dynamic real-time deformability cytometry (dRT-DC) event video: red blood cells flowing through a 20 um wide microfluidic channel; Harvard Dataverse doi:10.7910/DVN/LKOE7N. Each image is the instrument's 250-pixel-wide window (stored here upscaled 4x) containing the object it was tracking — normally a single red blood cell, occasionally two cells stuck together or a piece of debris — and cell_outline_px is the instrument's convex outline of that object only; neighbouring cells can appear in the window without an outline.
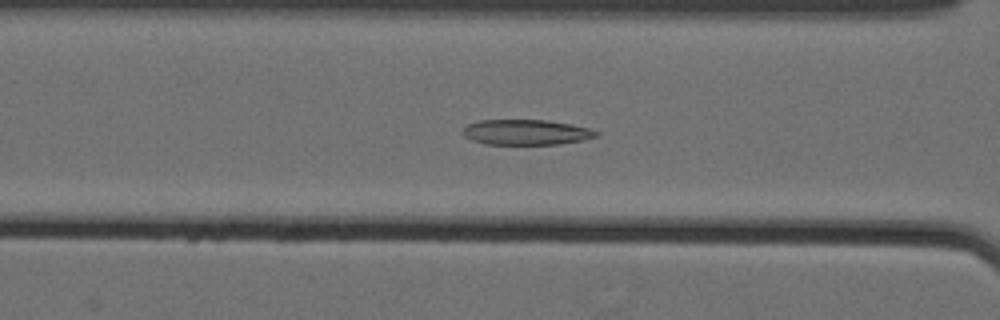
{"species": "Egyptian fruit bat (a non-hibernating species)", "species_latin": "Rousettus aegyptiacus", "temperature_condition": "cold", "stored_images_in_passage": 61, "camera_frame_rate_fps": 3000, "um_per_image_px": 0.085, "animal": {"sex": "female"}, "frame": {"image": 1, "passage_image": 29, "time_ms": 9.333, "image_size_px": [1000, 320], "cell_outline_px": [[600, 132], [596, 136], [584, 140], [560, 144], [484, 144], [472, 140], [464, 136], [460, 132], [468, 124], [480, 120], [548, 120], [572, 124], [588, 128]], "centroid_in_image_um": [44.71, 11.24], "position_along_channel_um": 121.9, "area_um2": 19.77}}
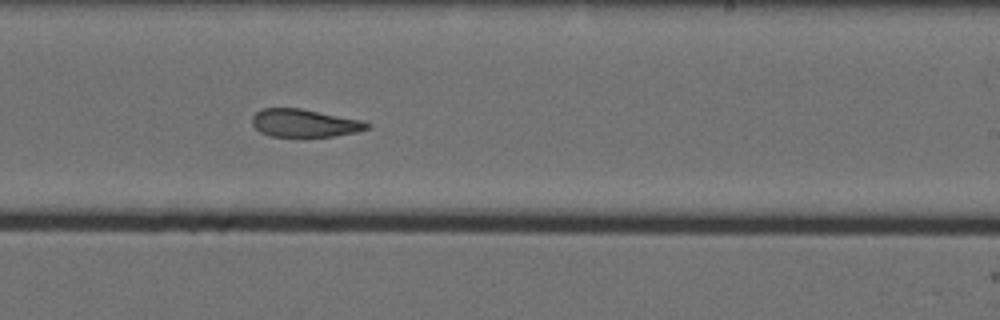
{"frame": {"image": 2, "passage_image": 41, "time_ms": 13.333, "image_size_px": [1000, 320], "cell_outline_px": [[372, 124], [368, 128], [356, 132], [332, 136], [304, 140], [300, 140], [272, 136], [260, 132], [252, 124], [252, 116], [260, 108], [300, 108], [360, 120]], "centroid_in_image_um": [25.84, 10.51], "position_along_channel_um": 263.2, "area_um2": 19.36}}
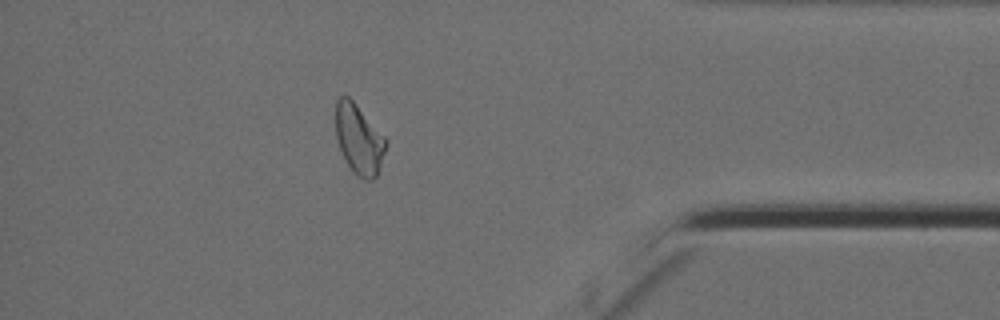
{"frame": {"image": 3, "passage_image": 55, "time_ms": 18.0, "image_size_px": [1000, 320], "cell_outline_px": [[388, 144], [376, 176], [372, 180], [364, 180], [356, 176], [352, 172], [344, 160], [336, 136], [336, 100], [340, 96], [348, 96], [356, 104], [388, 140]], "centroid_in_image_um": [30.51, 11.87], "position_along_channel_um": 404.7, "area_um2": 20.52}, "authors_computed_cell_mechanics": {"area_um2": 21.675, "velocity_mm_per_s": 3.539, "shape_relaxation_time_tau1_ms": null, "shape_relaxation_time_tau2_ms": 3.8783, "deformation_change_tau1": null, "deformation_change_tau2": 0.1155}}